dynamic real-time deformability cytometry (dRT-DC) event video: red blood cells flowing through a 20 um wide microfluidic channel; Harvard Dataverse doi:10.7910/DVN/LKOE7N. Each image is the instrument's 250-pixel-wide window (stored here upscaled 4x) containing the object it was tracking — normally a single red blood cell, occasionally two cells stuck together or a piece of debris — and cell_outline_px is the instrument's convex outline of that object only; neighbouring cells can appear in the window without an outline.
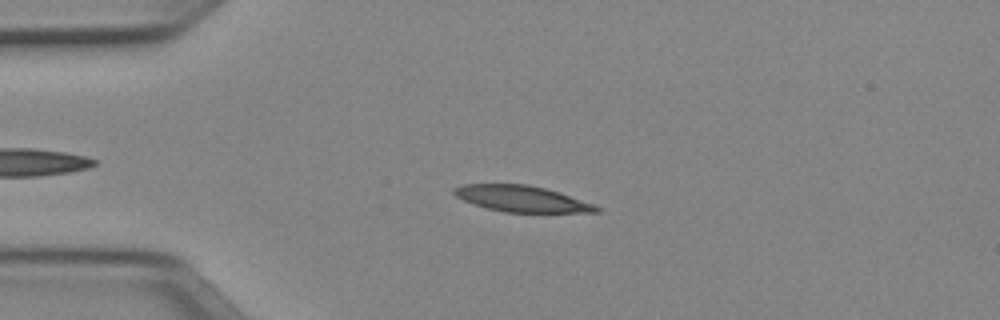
{"species": "Egyptian fruit bat (a non-hibernating species)", "species_latin": "Rousettus aegyptiacus", "temperature_condition": "cold", "stored_images_in_passage": 50, "camera_frame_rate_fps": 3000, "um_per_image_px": 0.085, "animal": {"sex": "female"}, "frame": {"image": 1, "passage_image": 11, "time_ms": 3.333, "image_size_px": [1000, 320], "cell_outline_px": [[600, 212], [504, 212], [488, 208], [464, 200], [456, 196], [452, 192], [452, 188], [460, 184], [528, 184], [560, 192], [596, 204], [600, 208]], "centroid_in_image_um": [44.37, 16.88], "position_along_channel_um": 40.6, "area_um2": 21.68}}
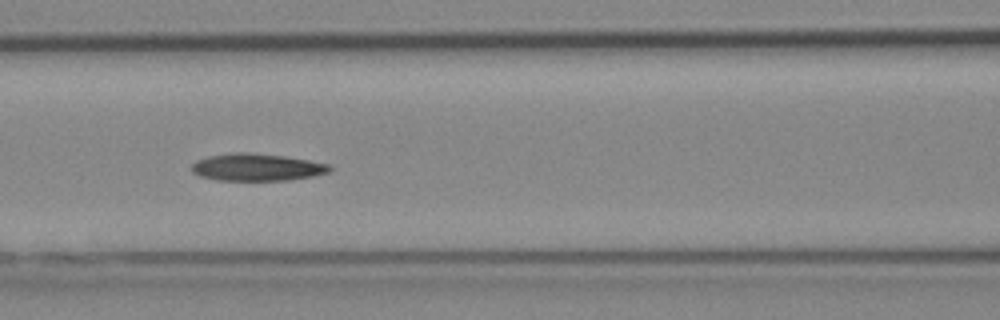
{"frame": {"image": 2, "passage_image": 21, "time_ms": 6.667, "image_size_px": [1000, 320], "cell_outline_px": [[332, 168], [328, 172], [312, 176], [288, 180], [216, 180], [200, 176], [192, 172], [192, 164], [196, 160], [208, 156], [232, 152], [248, 152], [284, 156], [332, 164]], "centroid_in_image_um": [21.82, 14.21], "position_along_channel_um": 144.8, "area_um2": 21.96}}
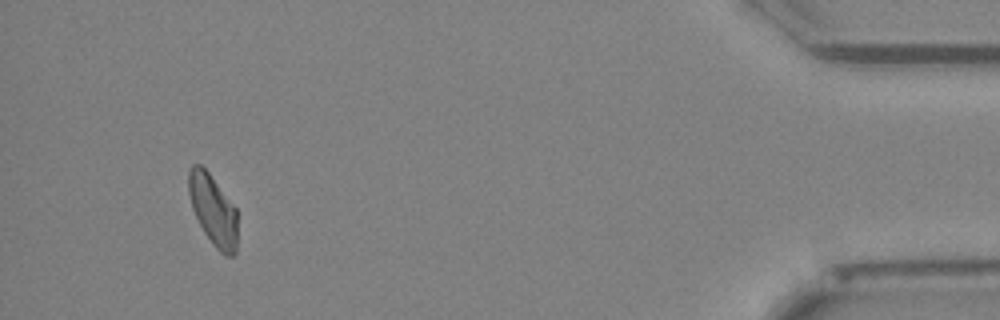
{"frame": {"image": 3, "passage_image": 47, "time_ms": 15.333, "image_size_px": [1000, 320], "cell_outline_px": [[236, 252], [232, 256], [224, 256], [212, 244], [204, 232], [192, 208], [188, 192], [188, 172], [192, 164], [200, 164], [208, 172], [236, 208]], "centroid_in_image_um": [18.09, 17.85], "position_along_channel_um": 417.1, "area_um2": 19.94}, "authors_computed_cell_mechanics": {"area_um2": 21.6461, "velocity_mm_per_s": 3.9446, "shape_relaxation_time_tau1_ms": 6.246, "shape_relaxation_time_tau2_ms": 9.4456, "deformation_change_tau1": 0.1731, "deformation_change_tau2": 0.1855}}